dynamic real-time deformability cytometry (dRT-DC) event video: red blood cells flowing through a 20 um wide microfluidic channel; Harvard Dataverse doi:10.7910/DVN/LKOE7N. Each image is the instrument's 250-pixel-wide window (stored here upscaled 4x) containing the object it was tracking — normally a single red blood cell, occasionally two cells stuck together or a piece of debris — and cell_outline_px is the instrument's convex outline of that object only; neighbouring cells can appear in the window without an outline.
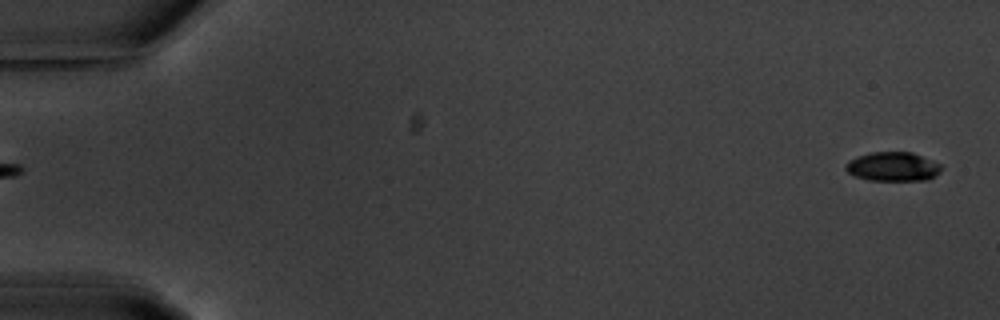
{"species": "common noctule bat (a hibernating species)", "species_latin": "Nyctalus noctula", "temperature_condition": "warm", "stored_images_in_passage": 5, "segment_of_instrument_passage": [2, 2], "camera_frame_rate_fps": 3000, "um_per_image_px": 0.085, "animal": {"sex": "male", "body_mass_g": 20.1, "forearm_length_mm": 53.5}, "frame": {"image": 1, "passage_image": 5, "time_ms": 6.0, "image_size_px": [1000, 320], "cell_outline_px": [[944, 168], [936, 176], [928, 180], [868, 180], [856, 176], [848, 172], [844, 168], [844, 164], [848, 160], [856, 156], [872, 152], [912, 152], [940, 164]], "centroid_in_image_um": [75.89, 14.16], "position_along_channel_um": 9.1, "area_um2": 16.36}}